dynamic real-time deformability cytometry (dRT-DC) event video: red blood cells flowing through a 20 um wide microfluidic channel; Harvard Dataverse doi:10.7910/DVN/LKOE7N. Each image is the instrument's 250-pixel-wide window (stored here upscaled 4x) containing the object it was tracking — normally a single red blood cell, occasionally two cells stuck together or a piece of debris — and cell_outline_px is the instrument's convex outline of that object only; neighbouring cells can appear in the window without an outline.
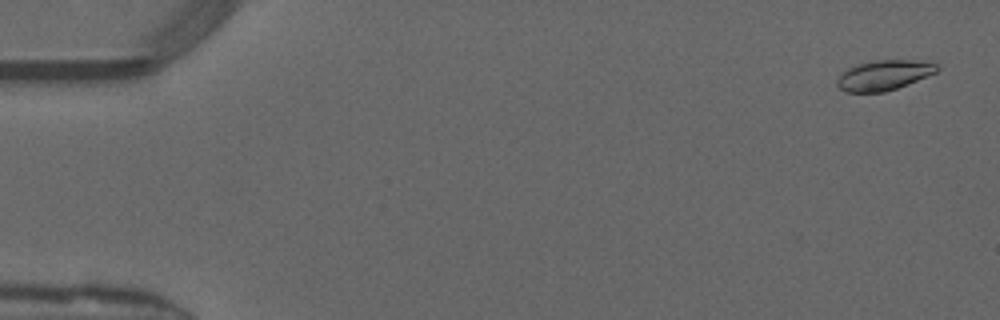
{"species": "common noctule bat (a hibernating species)", "species_latin": "Nyctalus noctula", "temperature_condition": "warm", "stored_images_in_passage": 50, "camera_frame_rate_fps": 3000, "um_per_image_px": 0.085, "animal": {"sex": "male", "forearm_length_mm": 52.5}, "frame": {"image": 1, "passage_image": 2, "time_ms": 0.333, "image_size_px": [1000, 320], "cell_outline_px": [[940, 68], [936, 72], [896, 88], [884, 92], [844, 92], [836, 84], [836, 80], [848, 68], [860, 64], [876, 60], [908, 60], [936, 64]], "centroid_in_image_um": [75.09, 6.4], "position_along_channel_um": 9.9, "area_um2": 16.99}}
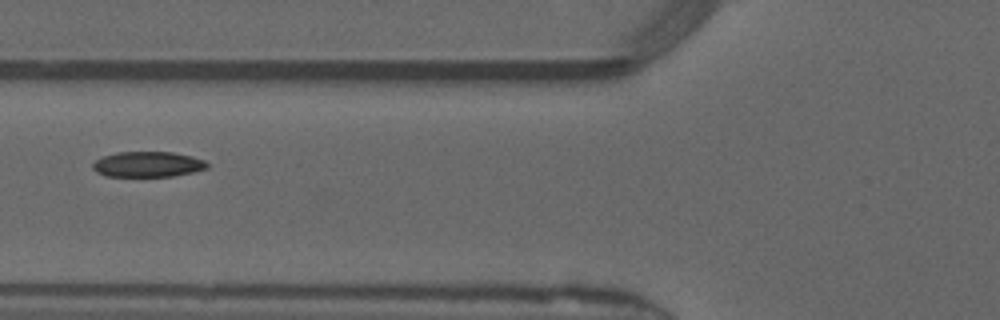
{"frame": {"image": 2, "passage_image": 20, "time_ms": 6.333, "image_size_px": [1000, 320], "cell_outline_px": [[208, 168], [192, 172], [172, 176], [104, 176], [96, 172], [92, 168], [92, 164], [96, 160], [104, 156], [116, 152], [172, 152], [192, 156], [204, 160], [208, 164]], "centroid_in_image_um": [12.55, 13.96], "position_along_channel_um": 113.3, "area_um2": 16.94}}
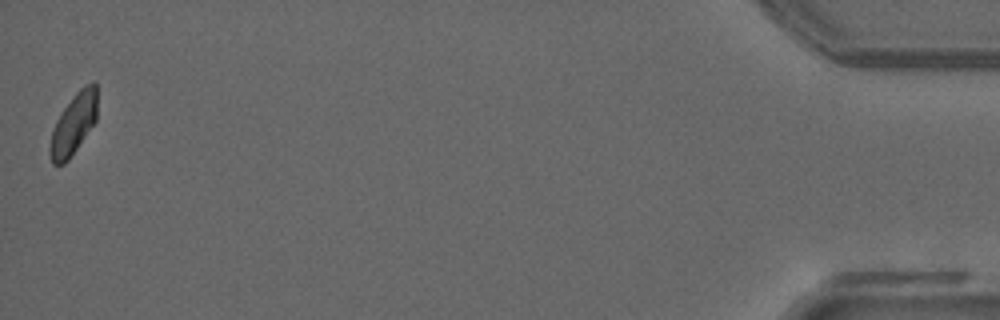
{"frame": {"image": 3, "passage_image": 50, "time_ms": 16.333, "image_size_px": [1000, 320], "cell_outline_px": [[96, 120], [68, 160], [64, 164], [52, 164], [48, 152], [48, 148], [52, 132], [56, 120], [64, 108], [76, 92], [84, 84], [92, 80], [96, 84]], "centroid_in_image_um": [6.23, 10.53], "position_along_channel_um": 429.0, "area_um2": 16.65}, "authors_computed_cell_mechanics": {"area_um2": 17.3978, "velocity_mm_per_s": 4.1178, "shape_relaxation_time_tau1_ms": 5.5911, "shape_relaxation_time_tau2_ms": 3.8083, "deformation_change_tau1": 0.1498, "deformation_change_tau2": 0.0806}}